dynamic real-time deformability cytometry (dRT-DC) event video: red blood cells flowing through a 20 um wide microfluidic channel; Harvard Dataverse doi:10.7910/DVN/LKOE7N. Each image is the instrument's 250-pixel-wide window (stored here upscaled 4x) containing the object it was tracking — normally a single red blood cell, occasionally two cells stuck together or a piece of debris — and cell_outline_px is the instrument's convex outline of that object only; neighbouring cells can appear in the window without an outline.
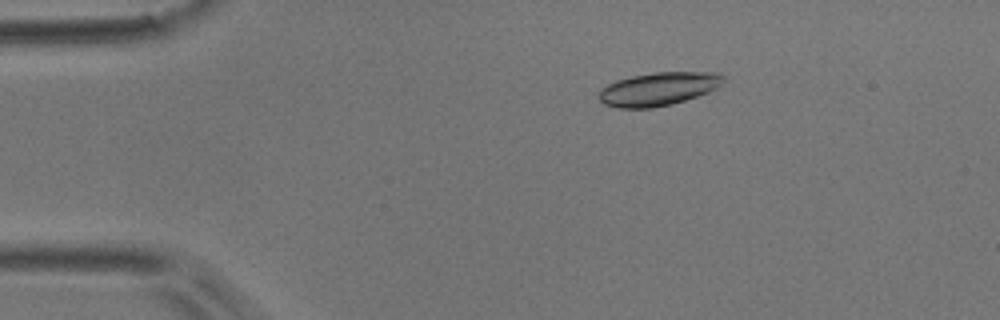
{"species": "common noctule bat (a hibernating species)", "species_latin": "Nyctalus noctula", "temperature_condition": "room temperature", "stored_images_in_passage": 52, "camera_frame_rate_fps": 3000, "um_per_image_px": 0.085, "animal": {"sex": "male", "body_mass_g": 17.9}, "frame": {"image": 1, "passage_image": 9, "time_ms": 2.667, "image_size_px": [1000, 320], "cell_outline_px": [[724, 80], [716, 88], [708, 92], [672, 104], [652, 108], [620, 108], [604, 104], [596, 96], [600, 88], [616, 80], [632, 76], [656, 72], [720, 72], [724, 76]], "centroid_in_image_um": [55.93, 7.56], "position_along_channel_um": 29.1, "area_um2": 24.22}}
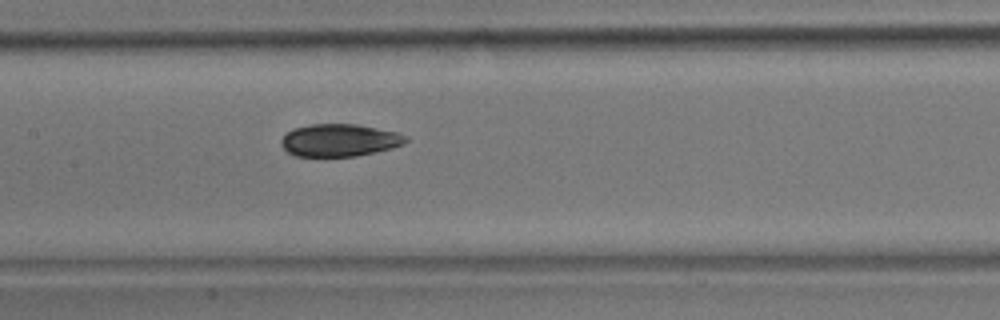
{"frame": {"image": 2, "passage_image": 25, "time_ms": 8.0, "image_size_px": [1000, 320], "cell_outline_px": [[408, 140], [404, 144], [392, 148], [376, 152], [356, 156], [296, 156], [288, 152], [280, 144], [280, 140], [288, 132], [296, 128], [312, 124], [356, 124], [396, 132], [408, 136]], "centroid_in_image_um": [28.88, 11.92], "position_along_channel_um": 178.5, "area_um2": 23.47}}
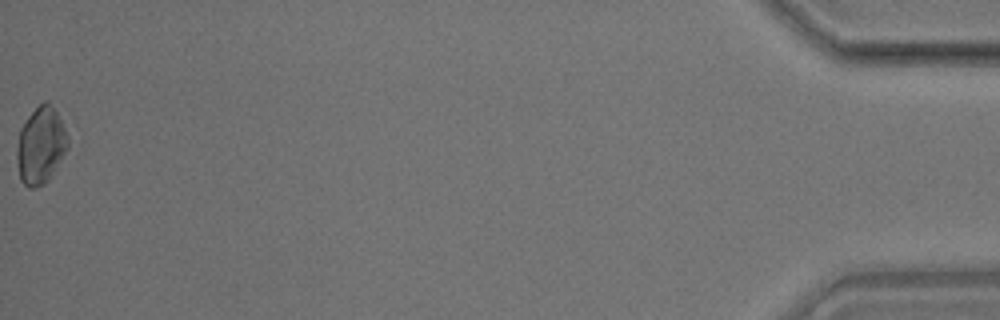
{"frame": {"image": 3, "passage_image": 52, "time_ms": 17.0, "image_size_px": [1000, 320], "cell_outline_px": [[68, 148], [48, 180], [44, 184], [36, 188], [28, 188], [20, 180], [16, 156], [16, 148], [20, 128], [28, 116], [44, 100], [48, 100], [60, 116], [68, 136]], "centroid_in_image_um": [3.46, 12.36], "position_along_channel_um": 431.7, "area_um2": 23.0}, "authors_computed_cell_mechanics": {"area_um2": 24.0448, "velocity_mm_per_s": 3.8769, "shape_relaxation_time_tau1_ms": 2.0988, "shape_relaxation_time_tau2_ms": 9.4268, "deformation_change_tau1": 0.0945, "deformation_change_tau2": 0.1499}}